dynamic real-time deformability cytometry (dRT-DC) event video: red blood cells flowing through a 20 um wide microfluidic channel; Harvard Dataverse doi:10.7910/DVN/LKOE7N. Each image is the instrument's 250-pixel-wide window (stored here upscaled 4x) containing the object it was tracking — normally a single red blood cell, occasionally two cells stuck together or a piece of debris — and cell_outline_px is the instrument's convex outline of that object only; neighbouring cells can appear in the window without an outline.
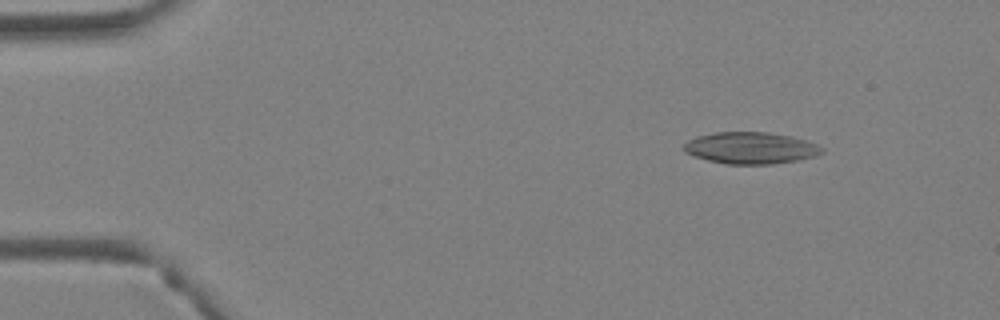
{"species": "Egyptian fruit bat (a non-hibernating species)", "species_latin": "Rousettus aegyptiacus", "temperature_condition": "warm", "stored_images_in_passage": 3, "camera_frame_rate_fps": 3000, "um_per_image_px": 0.085, "animal": {"sex": "female"}, "frame": {"image": 1, "passage_image": 1, "time_ms": 0.0, "image_size_px": [1000, 320], "cell_outline_px": [[824, 152], [816, 156], [796, 160], [772, 164], [724, 164], [708, 160], [684, 152], [684, 144], [688, 140], [696, 136], [716, 132], [768, 132], [792, 136], [816, 144], [824, 148]], "centroid_in_image_um": [63.81, 12.57], "position_along_channel_um": 21.2, "area_um2": 25.49}}
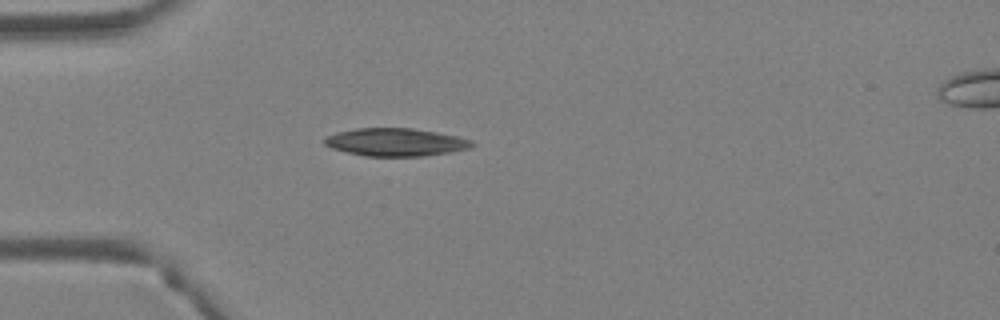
{"frame": {"image": 2, "passage_image": 3, "time_ms": 0.667, "image_size_px": [1000, 320], "cell_outline_px": [[476, 144], [472, 148], [452, 152], [424, 156], [368, 156], [348, 152], [332, 148], [324, 144], [324, 136], [336, 132], [356, 128], [412, 128], [460, 136], [472, 140]], "centroid_in_image_um": [33.68, 12.08], "position_along_channel_um": 51.3, "area_um2": 24.16}}